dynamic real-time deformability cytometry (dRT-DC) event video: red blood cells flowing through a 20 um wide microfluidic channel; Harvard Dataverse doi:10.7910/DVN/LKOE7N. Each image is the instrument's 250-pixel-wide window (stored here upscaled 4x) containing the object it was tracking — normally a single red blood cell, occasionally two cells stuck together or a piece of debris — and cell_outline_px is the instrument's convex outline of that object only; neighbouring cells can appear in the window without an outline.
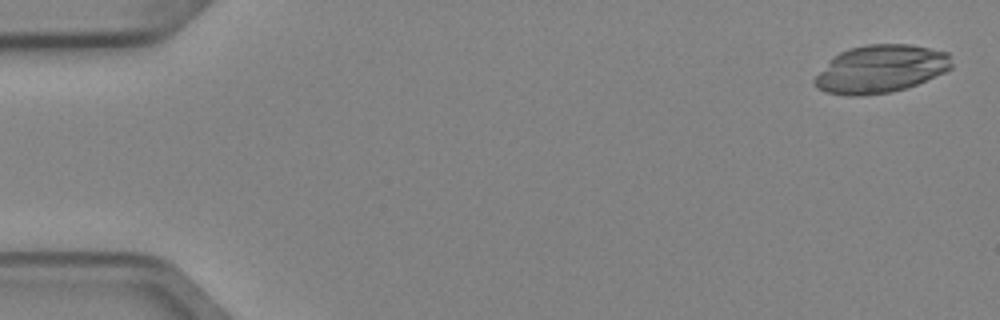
{"species": "Egyptian fruit bat (a non-hibernating species)", "species_latin": "Rousettus aegyptiacus", "temperature_condition": "cold", "stored_images_in_passage": 4, "camera_frame_rate_fps": 3000, "um_per_image_px": 0.085, "animal": {"sex": "female"}, "frame": {"image": 1, "passage_image": 1, "time_ms": 0.0, "image_size_px": [1000, 320], "cell_outline_px": [[952, 68], [944, 72], [916, 84], [892, 92], [860, 96], [844, 96], [824, 92], [816, 88], [812, 84], [812, 80], [832, 56], [840, 52], [852, 48], [868, 44], [908, 44], [948, 52], [952, 64]], "centroid_in_image_um": [74.79, 5.88], "position_along_channel_um": 10.2, "area_um2": 38.32}}